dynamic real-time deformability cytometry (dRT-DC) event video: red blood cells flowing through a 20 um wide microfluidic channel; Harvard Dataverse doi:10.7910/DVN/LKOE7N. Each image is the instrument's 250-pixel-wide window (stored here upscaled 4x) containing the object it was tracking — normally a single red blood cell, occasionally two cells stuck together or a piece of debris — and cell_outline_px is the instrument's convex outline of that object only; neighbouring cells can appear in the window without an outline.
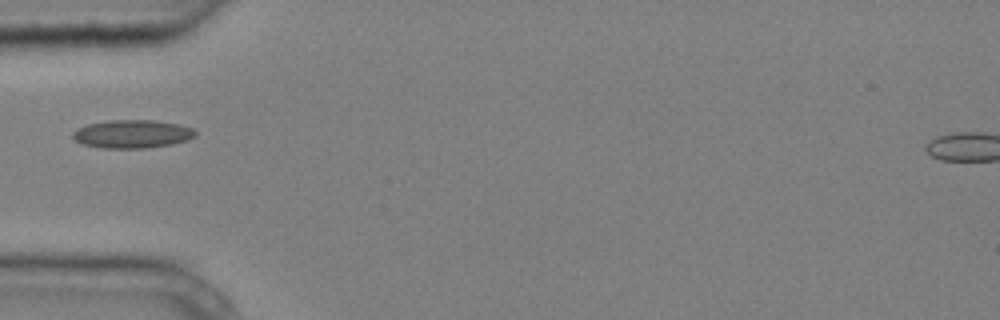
{"species": "common noctule bat (a hibernating species)", "species_latin": "Nyctalus noctula", "temperature_condition": "cold", "stored_images_in_passage": 1, "camera_frame_rate_fps": 3000, "um_per_image_px": 0.085, "animal": {"sex": "male", "body_mass_g": 20.4}, "frame": {"image": 1, "passage_image": 1, "time_ms": 0.0, "image_size_px": [1000, 320], "cell_outline_px": [[196, 136], [188, 140], [172, 144], [144, 148], [100, 148], [80, 144], [72, 136], [72, 132], [76, 128], [88, 124], [108, 120], [152, 120], [180, 124], [192, 128], [196, 132]], "centroid_in_image_um": [11.22, 11.39], "position_along_channel_um": 73.8, "area_um2": 20.35}}